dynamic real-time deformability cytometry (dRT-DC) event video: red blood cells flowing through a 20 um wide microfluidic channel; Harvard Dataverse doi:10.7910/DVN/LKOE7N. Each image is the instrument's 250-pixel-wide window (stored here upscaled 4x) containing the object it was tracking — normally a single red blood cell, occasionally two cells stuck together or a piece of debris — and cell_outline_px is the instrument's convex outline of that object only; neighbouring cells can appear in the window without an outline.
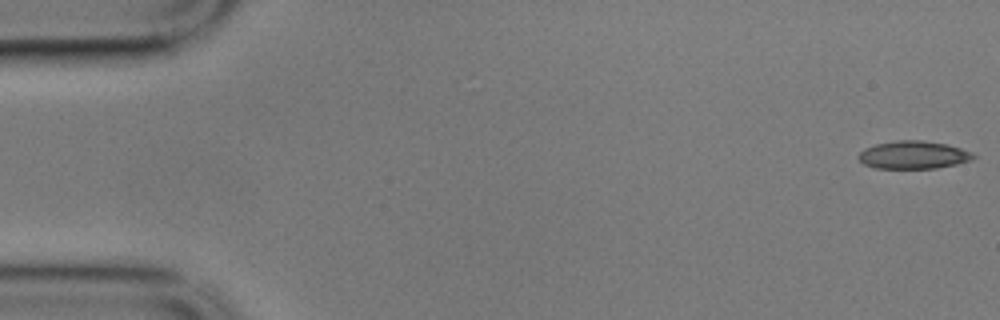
{"species": "common noctule bat (a hibernating species)", "species_latin": "Nyctalus noctula", "temperature_condition": "cold", "stored_images_in_passage": 7, "camera_frame_rate_fps": 3000, "um_per_image_px": 0.085, "animal": {"sex": "male", "body_mass_g": 17.9}, "frame": {"image": 1, "passage_image": 1, "time_ms": 0.0, "image_size_px": [1000, 320], "cell_outline_px": [[976, 156], [972, 160], [956, 164], [936, 168], [876, 168], [864, 164], [856, 156], [864, 148], [876, 144], [896, 140], [920, 140], [948, 144], [972, 152]], "centroid_in_image_um": [77.64, 13.16], "position_along_channel_um": 7.4, "area_um2": 18.67}}
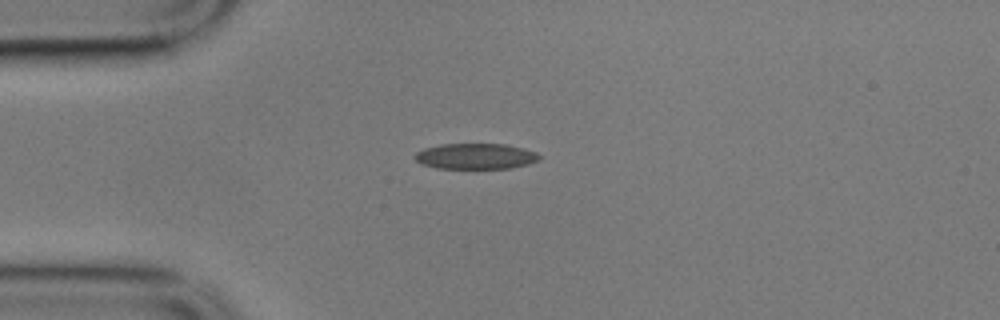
{"frame": {"image": 2, "passage_image": 4, "time_ms": 1.0, "image_size_px": [1000, 320], "cell_outline_px": [[540, 160], [528, 164], [512, 168], [436, 168], [420, 164], [416, 160], [416, 152], [424, 148], [440, 144], [504, 144], [524, 148], [536, 152], [540, 156]], "centroid_in_image_um": [40.44, 13.28], "position_along_channel_um": 44.6, "area_um2": 18.67}}
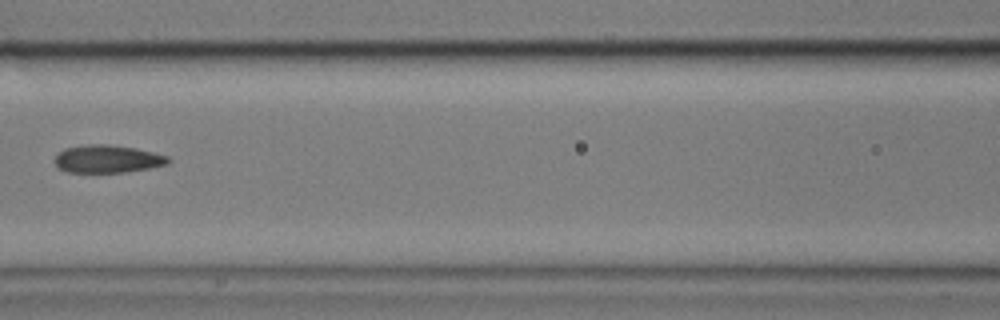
{"frame": {"image": 3, "passage_image": 7, "time_ms": 2.0, "image_size_px": [1000, 320], "cell_outline_px": [[172, 160], [168, 164], [148, 168], [124, 172], [68, 172], [60, 168], [56, 164], [56, 156], [64, 148], [88, 144], [108, 144], [136, 148], [168, 156]], "centroid_in_image_um": [9.17, 13.5], "position_along_channel_um": 157.4, "area_um2": 18.21}}